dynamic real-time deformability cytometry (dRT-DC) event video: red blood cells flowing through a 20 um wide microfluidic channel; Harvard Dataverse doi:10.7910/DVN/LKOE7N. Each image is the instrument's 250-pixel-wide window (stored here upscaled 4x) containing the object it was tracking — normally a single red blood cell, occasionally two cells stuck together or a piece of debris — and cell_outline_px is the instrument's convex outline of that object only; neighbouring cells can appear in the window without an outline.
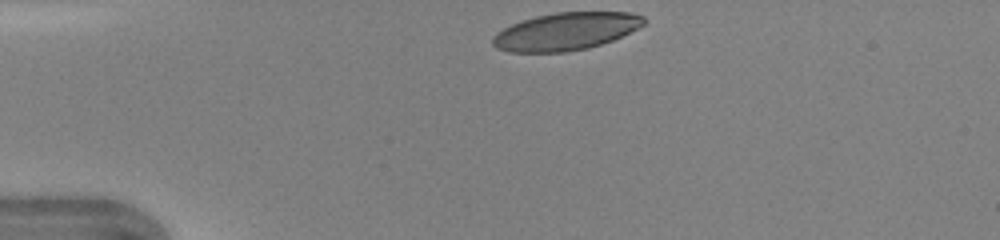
{"species": "human", "species_latin": "Homo sapiens", "temperature_condition": "warm", "stored_images_in_passage": 30, "camera_frame_rate_fps": 3000, "um_per_image_px": 0.085, "donor": {"sex": "female"}, "frame": {"image": 1, "passage_image": 1, "time_ms": 0.0, "image_size_px": [1000, 240], "cell_outline_px": [[648, 20], [644, 24], [612, 40], [588, 48], [564, 52], [508, 52], [496, 48], [492, 44], [492, 36], [496, 32], [512, 24], [536, 16], [556, 12], [628, 12], [644, 16]], "centroid_in_image_um": [48.06, 2.67], "position_along_channel_um": 36.9, "area_um2": 32.95}}
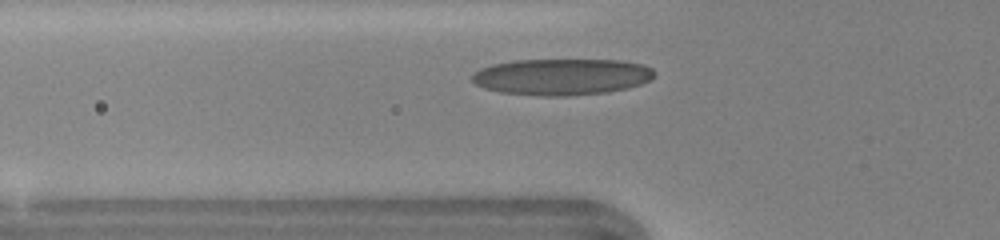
{"frame": {"image": 2, "passage_image": 7, "time_ms": 2.0, "image_size_px": [1000, 240], "cell_outline_px": [[656, 72], [652, 80], [628, 88], [608, 92], [568, 96], [544, 96], [500, 92], [484, 88], [476, 84], [472, 80], [472, 76], [480, 68], [492, 64], [512, 60], [620, 60], [644, 64], [652, 68]], "centroid_in_image_um": [47.79, 6.52], "position_along_channel_um": 78.0, "area_um2": 38.96}}
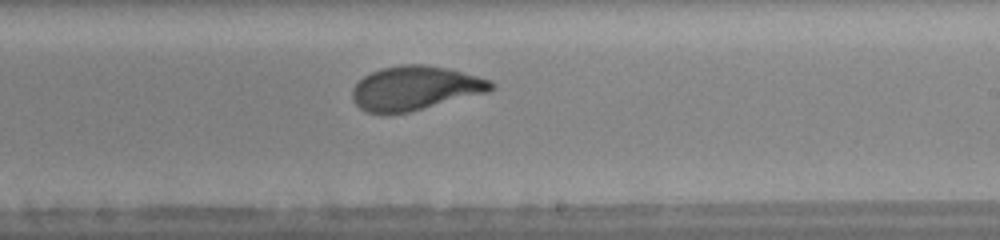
{"frame": {"image": 3, "passage_image": 19, "time_ms": 6.0, "image_size_px": [1000, 240], "cell_outline_px": [[492, 88], [488, 92], [408, 112], [368, 112], [360, 108], [352, 100], [352, 88], [364, 76], [380, 68], [404, 64], [424, 64], [444, 68], [476, 76], [488, 80], [492, 84]], "centroid_in_image_um": [35.23, 7.48], "position_along_channel_um": 253.8, "area_um2": 34.85}, "authors_computed_cell_mechanics": {"area_um2": 35.8649, "velocity_mm_per_s": 4.3761, "shape_relaxation_time_tau1_ms": 3.0722, "shape_relaxation_time_tau2_ms": 0.8033, "deformation_change_tau1": 0.1734, "deformation_change_tau2": 0.0592}}